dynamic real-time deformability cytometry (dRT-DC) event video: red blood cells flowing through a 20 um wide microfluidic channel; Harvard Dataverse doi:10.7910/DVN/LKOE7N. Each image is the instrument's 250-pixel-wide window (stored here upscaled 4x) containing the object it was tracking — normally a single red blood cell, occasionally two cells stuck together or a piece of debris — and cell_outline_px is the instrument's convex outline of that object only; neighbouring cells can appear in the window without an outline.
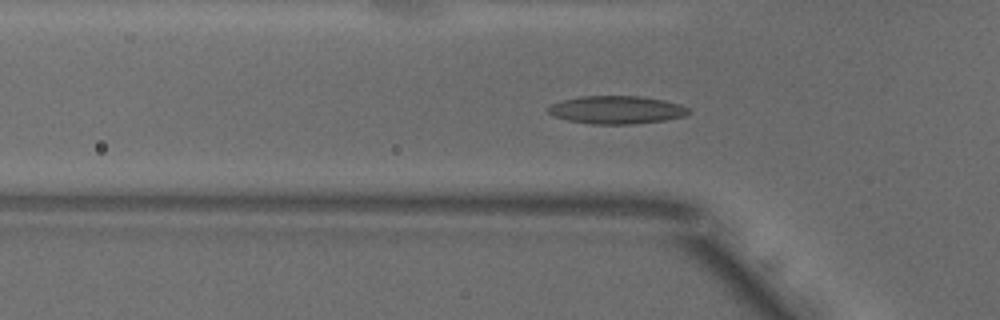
{"species": "common noctule bat (a hibernating species)", "species_latin": "Nyctalus noctula", "temperature_condition": "warm", "stored_images_in_passage": 44, "camera_frame_rate_fps": 3000, "um_per_image_px": 0.085, "animal": {"sex": "male", "body_mass_g": 18.8}, "frame": {"image": 1, "passage_image": 7, "time_ms": 2.0, "image_size_px": [1000, 320], "cell_outline_px": [[692, 112], [684, 116], [664, 120], [636, 124], [592, 124], [568, 120], [552, 116], [544, 108], [552, 104], [564, 100], [580, 96], [636, 96], [664, 100], [680, 104], [688, 108]], "centroid_in_image_um": [52.39, 9.34], "position_along_channel_um": 73.4, "area_um2": 22.95}}
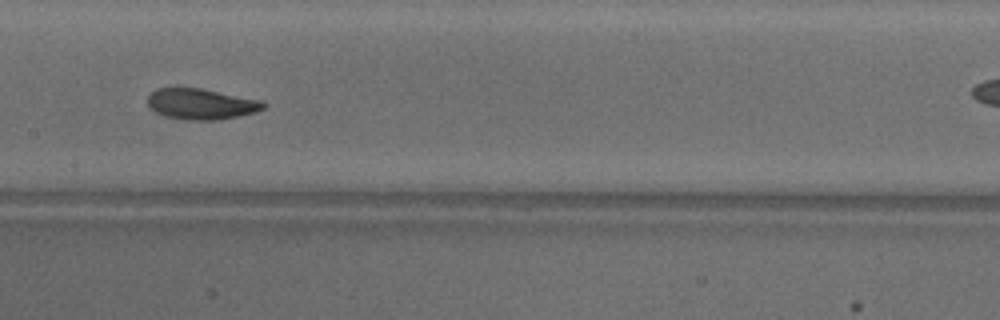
{"frame": {"image": 2, "passage_image": 16, "time_ms": 5.0, "image_size_px": [1000, 320], "cell_outline_px": [[268, 104], [264, 108], [256, 112], [216, 120], [188, 120], [164, 116], [156, 112], [148, 104], [148, 96], [156, 88], [200, 88], [260, 100]], "centroid_in_image_um": [17.1, 8.84], "position_along_channel_um": 190.3, "area_um2": 20.58}}
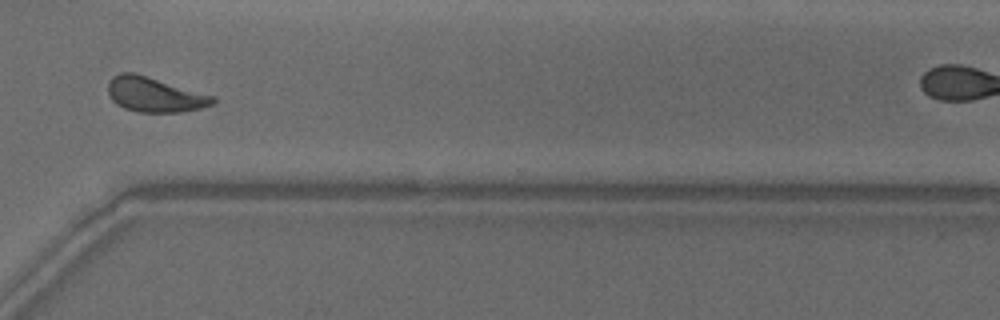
{"frame": {"image": 3, "passage_image": 29, "time_ms": 9.333, "image_size_px": [1000, 320], "cell_outline_px": [[216, 104], [200, 108], [180, 112], [136, 112], [124, 108], [116, 104], [112, 100], [108, 92], [108, 84], [112, 76], [120, 72], [132, 72], [216, 96]], "centroid_in_image_um": [13.15, 8.05], "position_along_channel_um": 357.4, "area_um2": 21.33}, "authors_computed_cell_mechanics": {"area_um2": 21.0681, "velocity_mm_per_s": 3.8611, "shape_relaxation_time_tau1_ms": 3.6114, "shape_relaxation_time_tau2_ms": 2.1382, "deformation_change_tau1": 0.1331, "deformation_change_tau2": 0.0878}}